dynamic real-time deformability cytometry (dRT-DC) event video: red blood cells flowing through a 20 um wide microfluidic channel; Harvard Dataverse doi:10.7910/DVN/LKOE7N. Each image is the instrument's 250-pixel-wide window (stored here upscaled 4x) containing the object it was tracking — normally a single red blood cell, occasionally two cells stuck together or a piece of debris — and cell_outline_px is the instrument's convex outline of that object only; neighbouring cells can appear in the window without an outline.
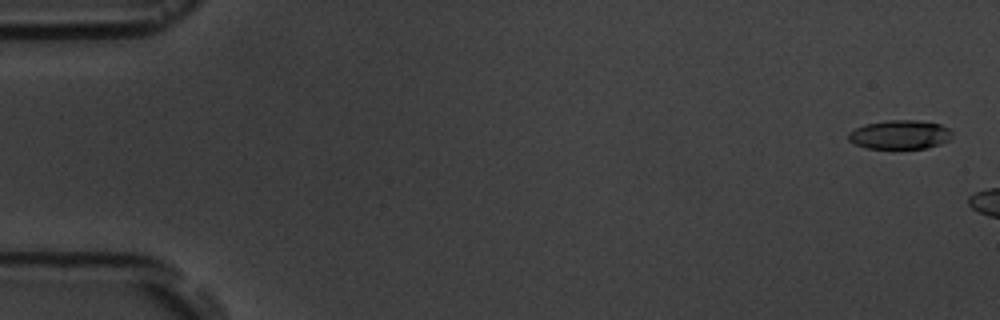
{"species": "common noctule bat (a hibernating species)", "species_latin": "Nyctalus noctula", "temperature_condition": "room temperature", "stored_images_in_passage": 6, "camera_frame_rate_fps": 3000, "um_per_image_px": 0.085, "animal": {"sex": "male", "body_mass_g": 19.5, "forearm_length_mm": 54.6}, "frame": {"image": 1, "passage_image": 1, "time_ms": 0.0, "image_size_px": [1000, 320], "cell_outline_px": [[952, 132], [948, 140], [940, 144], [924, 148], [868, 148], [856, 144], [848, 140], [848, 132], [864, 124], [888, 120], [916, 120], [940, 124], [948, 128]], "centroid_in_image_um": [76.47, 11.43], "position_along_channel_um": 8.5, "area_um2": 17.34}}
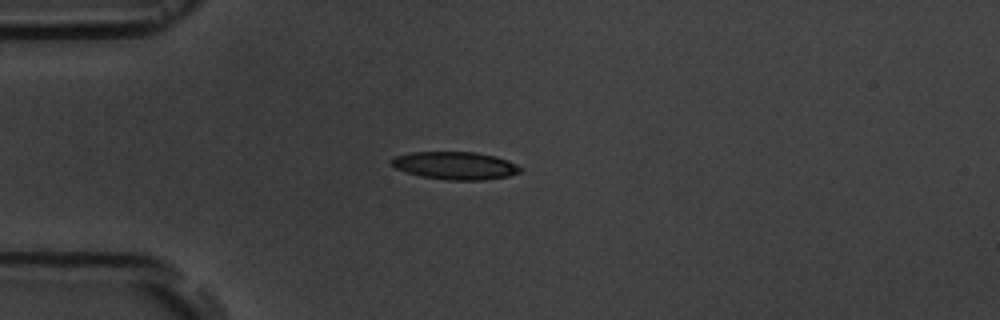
{"frame": {"image": 2, "passage_image": 6, "time_ms": 6.333, "image_size_px": [1000, 320], "cell_outline_px": [[524, 168], [520, 172], [508, 176], [484, 180], [448, 180], [420, 176], [396, 168], [388, 160], [396, 156], [412, 152], [476, 152], [496, 156], [508, 160]], "centroid_in_image_um": [38.72, 14.07], "position_along_channel_um": 46.3, "area_um2": 20.87}}